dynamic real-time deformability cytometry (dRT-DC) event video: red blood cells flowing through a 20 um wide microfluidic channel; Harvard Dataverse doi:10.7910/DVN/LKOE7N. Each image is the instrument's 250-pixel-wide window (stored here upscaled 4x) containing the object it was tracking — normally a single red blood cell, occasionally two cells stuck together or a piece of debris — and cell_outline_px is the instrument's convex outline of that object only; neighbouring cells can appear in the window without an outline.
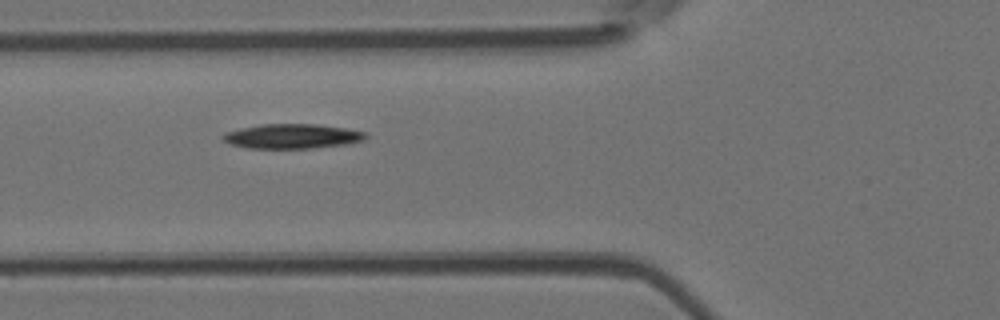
{"species": "Egyptian fruit bat (a non-hibernating species)", "species_latin": "Rousettus aegyptiacus", "temperature_condition": "room temperature", "stored_images_in_passage": 6, "camera_frame_rate_fps": 3000, "um_per_image_px": 0.085, "animal": {"sex": "female"}, "frame": {"image": 1, "passage_image": 5, "time_ms": 5.667, "image_size_px": [1000, 320], "cell_outline_px": [[368, 136], [364, 140], [348, 144], [312, 148], [248, 148], [228, 144], [220, 136], [224, 132], [240, 128], [260, 124], [316, 124], [344, 128], [368, 132]], "centroid_in_image_um": [24.82, 11.58], "position_along_channel_um": 101.0, "area_um2": 20.69}}
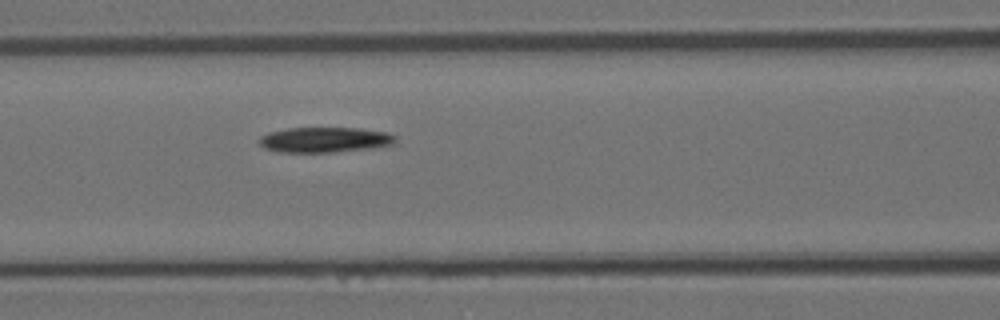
{"frame": {"image": 2, "passage_image": 6, "time_ms": 6.667, "image_size_px": [1000, 320], "cell_outline_px": [[396, 140], [392, 144], [372, 148], [332, 152], [280, 152], [264, 148], [256, 140], [260, 136], [268, 132], [288, 128], [360, 128], [388, 132], [396, 136]], "centroid_in_image_um": [27.57, 11.87], "position_along_channel_um": 139.0, "area_um2": 20.17}}